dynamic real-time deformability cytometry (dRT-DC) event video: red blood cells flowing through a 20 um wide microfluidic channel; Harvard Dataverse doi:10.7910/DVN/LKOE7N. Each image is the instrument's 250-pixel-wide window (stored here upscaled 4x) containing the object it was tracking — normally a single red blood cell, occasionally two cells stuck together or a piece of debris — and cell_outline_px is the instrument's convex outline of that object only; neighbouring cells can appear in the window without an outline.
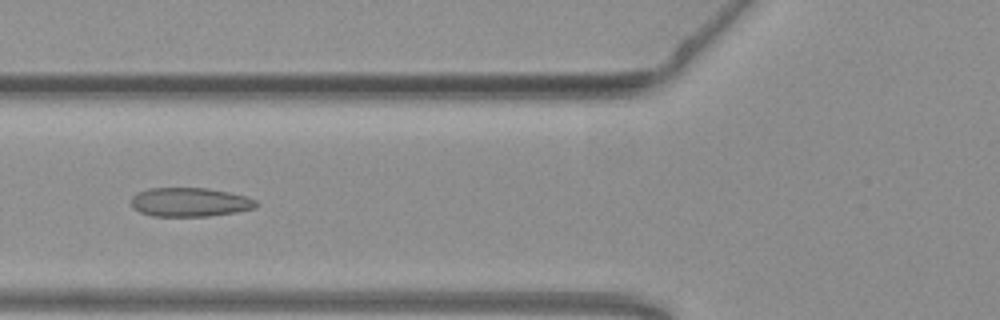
{"species": "common noctule bat (a hibernating species)", "species_latin": "Nyctalus noctula", "temperature_condition": "warm", "stored_images_in_passage": 40, "camera_frame_rate_fps": 3000, "um_per_image_px": 0.085, "animal": {"sex": "female", "body_mass_g": 19.3, "forearm_length_mm": 54.1}, "frame": {"image": 1, "passage_image": 14, "time_ms": 4.333, "image_size_px": [1000, 320], "cell_outline_px": [[256, 204], [252, 208], [236, 212], [208, 216], [152, 216], [140, 212], [132, 208], [132, 196], [136, 192], [148, 188], [208, 188], [228, 192], [244, 196], [256, 200]], "centroid_in_image_um": [16.07, 17.18], "position_along_channel_um": 109.7, "area_um2": 20.98}}
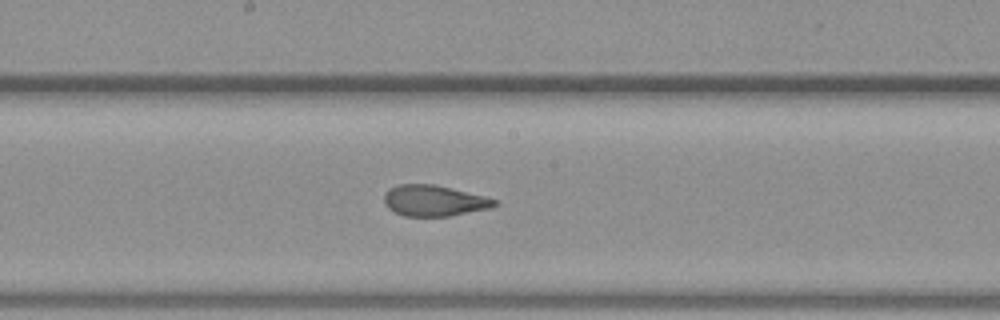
{"frame": {"image": 2, "passage_image": 22, "time_ms": 7.0, "image_size_px": [1000, 320], "cell_outline_px": [[496, 204], [492, 208], [448, 216], [404, 216], [388, 208], [384, 204], [384, 192], [388, 188], [400, 184], [432, 184], [484, 196], [496, 200]], "centroid_in_image_um": [36.84, 17.06], "position_along_channel_um": 211.4, "area_um2": 19.77}}
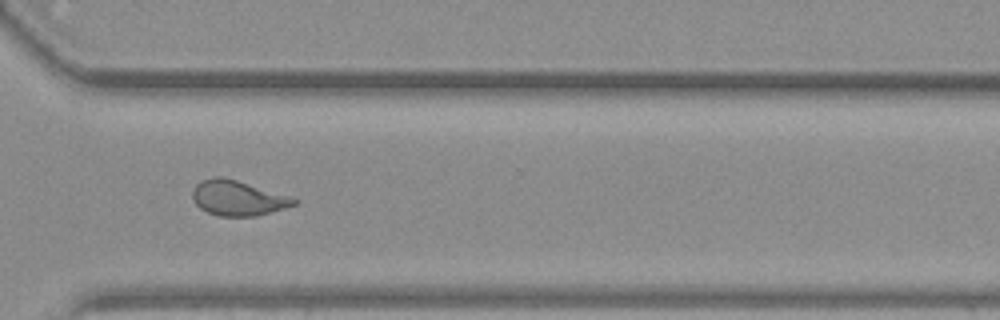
{"frame": {"image": 3, "passage_image": 33, "time_ms": 10.667, "image_size_px": [1000, 320], "cell_outline_px": [[300, 200], [296, 204], [256, 216], [220, 216], [208, 212], [200, 208], [196, 204], [192, 196], [192, 192], [196, 184], [204, 180], [216, 176], [224, 176], [288, 196]], "centroid_in_image_um": [20.19, 16.83], "position_along_channel_um": 350.4, "area_um2": 20.4}, "authors_computed_cell_mechanics": {"area_um2": 20.9525, "velocity_mm_per_s": 3.7964, "shape_relaxation_time_tau1_ms": null, "shape_relaxation_time_tau2_ms": 0.8934, "deformation_change_tau1": null, "deformation_change_tau2": 0.0584}}